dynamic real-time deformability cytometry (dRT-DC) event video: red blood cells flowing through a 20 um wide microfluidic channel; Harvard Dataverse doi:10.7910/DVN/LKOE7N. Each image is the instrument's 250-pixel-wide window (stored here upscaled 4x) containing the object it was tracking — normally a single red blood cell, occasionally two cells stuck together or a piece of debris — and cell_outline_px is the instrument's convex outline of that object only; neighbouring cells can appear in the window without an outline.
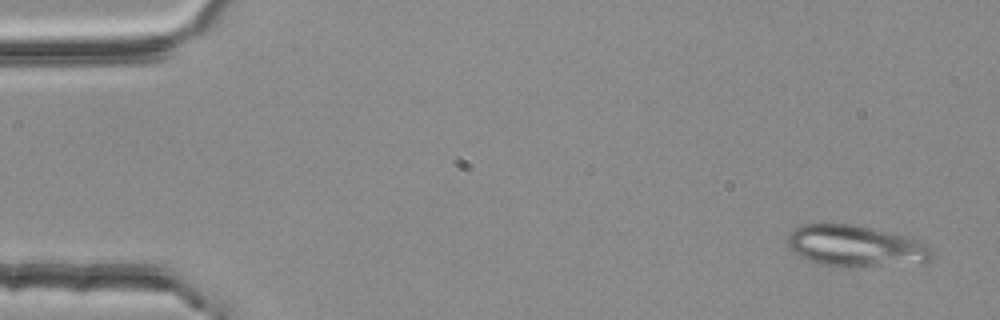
{"species": "common noctule bat (a hibernating species)", "species_latin": "Nyctalus noctula", "temperature_condition": "room temperature", "stored_images_in_passage": 4, "camera_frame_rate_fps": 3000, "um_per_image_px": 0.085, "animal": {"sex": "female", "body_mass_g": 25.1}, "frame": {"image": 1, "passage_image": 1, "time_ms": 0.0, "image_size_px": [1000, 320], "cell_outline_px": [[936, 256], [932, 260], [924, 264], [820, 264], [808, 260], [800, 256], [788, 248], [788, 236], [796, 228], [804, 224], [856, 224], [892, 232], [916, 240], [932, 248]], "centroid_in_image_um": [72.79, 20.88], "position_along_channel_um": 12.2, "area_um2": 34.1}}